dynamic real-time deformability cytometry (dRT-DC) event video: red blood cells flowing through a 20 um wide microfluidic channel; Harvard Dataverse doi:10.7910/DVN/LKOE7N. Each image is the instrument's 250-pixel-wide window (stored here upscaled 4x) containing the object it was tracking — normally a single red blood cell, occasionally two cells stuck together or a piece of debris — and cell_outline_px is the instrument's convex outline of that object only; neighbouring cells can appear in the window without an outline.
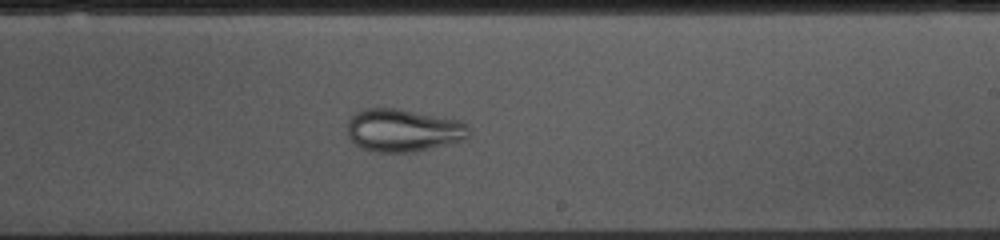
{"species": "common noctule bat (a hibernating species)", "species_latin": "Nyctalus noctula", "temperature_condition": "cold", "stored_images_in_passage": 54, "camera_frame_rate_fps": 3000, "um_per_image_px": 0.085, "animal": {"sex": "female", "body_mass_g": 10.0, "forearm_length_mm": 53.1}, "frame": {"image": 1, "passage_image": 30, "time_ms": 9.667, "image_size_px": [1000, 240], "cell_outline_px": [[468, 136], [464, 140], [416, 152], [376, 152], [360, 148], [348, 136], [348, 120], [356, 112], [364, 108], [396, 108], [460, 120], [468, 124]], "centroid_in_image_um": [34.27, 11.08], "position_along_channel_um": 254.7, "area_um2": 30.4}}
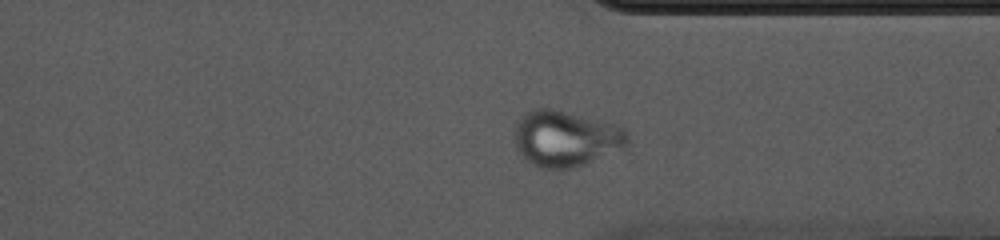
{"frame": {"image": 2, "passage_image": 39, "time_ms": 12.667, "image_size_px": [1000, 240], "cell_outline_px": [[632, 140], [628, 148], [576, 168], [556, 172], [532, 164], [516, 148], [512, 132], [512, 128], [520, 116], [524, 112], [532, 108], [552, 108], [612, 124], [624, 128], [628, 132]], "centroid_in_image_um": [48.1, 11.81], "position_along_channel_um": 363.3, "area_um2": 38.09}}
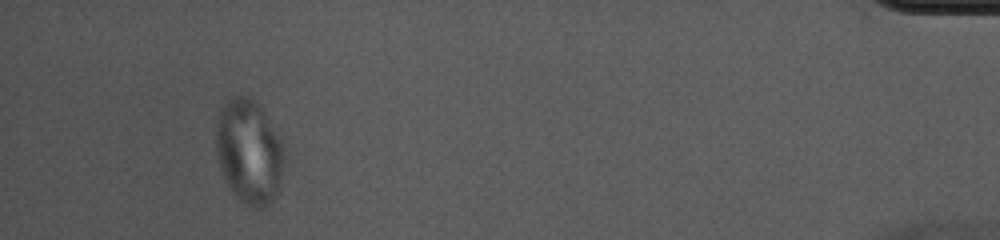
{"frame": {"image": 3, "passage_image": 49, "time_ms": 16.0, "image_size_px": [1000, 240], "cell_outline_px": [[284, 160], [276, 196], [268, 204], [260, 208], [252, 208], [244, 204], [236, 196], [220, 172], [216, 156], [216, 120], [220, 108], [232, 96], [248, 96], [256, 100], [280, 136], [284, 148]], "centroid_in_image_um": [21.15, 12.87], "position_along_channel_um": 414.0, "area_um2": 41.79}}